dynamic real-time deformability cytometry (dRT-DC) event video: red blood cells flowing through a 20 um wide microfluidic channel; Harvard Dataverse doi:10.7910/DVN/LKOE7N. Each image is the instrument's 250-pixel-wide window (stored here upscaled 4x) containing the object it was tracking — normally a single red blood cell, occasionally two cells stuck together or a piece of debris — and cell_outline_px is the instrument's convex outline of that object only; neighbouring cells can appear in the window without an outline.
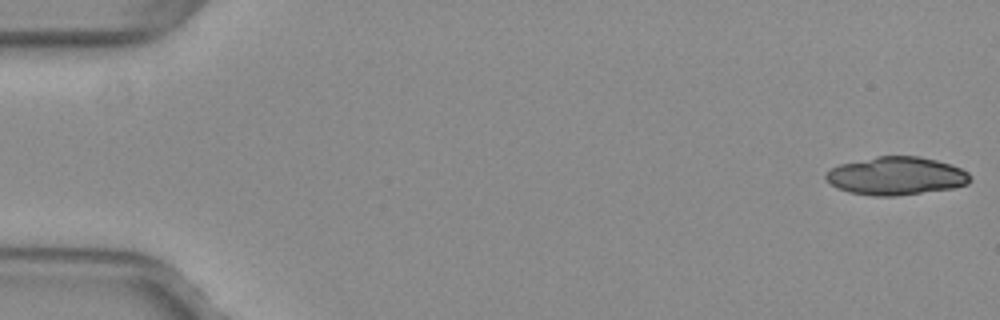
{"species": "common noctule bat (a hibernating species)", "species_latin": "Nyctalus noctula", "temperature_condition": "warm", "stored_images_in_passage": 13, "camera_frame_rate_fps": 3000, "um_per_image_px": 0.085, "animal": {"sex": "female", "body_mass_g": 29.2, "forearm_length_mm": 56.3}, "frame": {"image": 1, "passage_image": 1, "time_ms": 0.0, "image_size_px": [1000, 320], "cell_outline_px": [[972, 180], [968, 184], [952, 188], [896, 196], [872, 196], [848, 192], [836, 188], [824, 176], [832, 168], [840, 164], [876, 156], [920, 156], [952, 164], [968, 172], [972, 176]], "centroid_in_image_um": [76.21, 14.95], "position_along_channel_um": 8.8, "area_um2": 32.14}}